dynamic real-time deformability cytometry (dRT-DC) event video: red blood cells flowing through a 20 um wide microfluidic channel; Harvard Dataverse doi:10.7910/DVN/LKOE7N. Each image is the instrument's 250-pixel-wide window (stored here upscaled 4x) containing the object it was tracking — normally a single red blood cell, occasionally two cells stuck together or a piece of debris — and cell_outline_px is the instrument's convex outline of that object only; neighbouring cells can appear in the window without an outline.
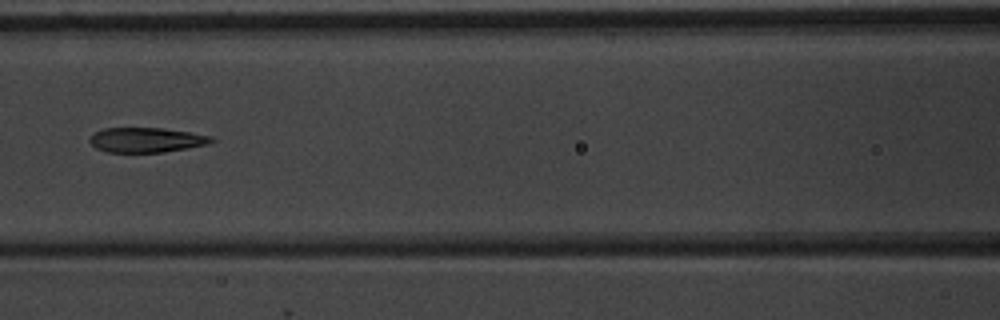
{"species": "common noctule bat (a hibernating species)", "species_latin": "Nyctalus noctula", "temperature_condition": "warm", "stored_images_in_passage": 7, "camera_frame_rate_fps": 3000, "um_per_image_px": 0.085, "animal": {"sex": "male", "body_mass_g": 20.1, "forearm_length_mm": 53.5}, "frame": {"image": 1, "passage_image": 4, "time_ms": 4.333, "image_size_px": [1000, 320], "cell_outline_px": [[216, 140], [208, 144], [188, 148], [164, 152], [108, 152], [96, 148], [88, 140], [96, 132], [104, 128], [164, 128], [212, 136]], "centroid_in_image_um": [12.47, 11.89], "position_along_channel_um": 154.1, "area_um2": 17.51}}
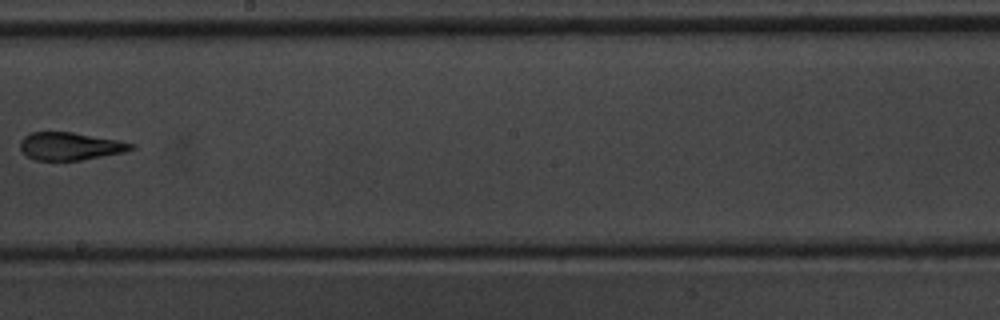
{"frame": {"image": 2, "passage_image": 6, "time_ms": 6.667, "image_size_px": [1000, 320], "cell_outline_px": [[136, 148], [124, 152], [80, 160], [36, 160], [28, 156], [20, 148], [20, 140], [28, 132], [72, 132], [116, 140], [136, 144]], "centroid_in_image_um": [5.95, 12.42], "position_along_channel_um": 242.2, "area_um2": 17.8}}
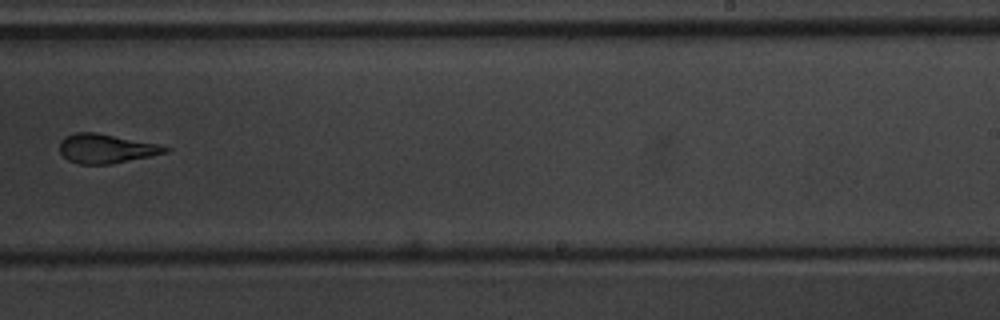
{"frame": {"image": 3, "passage_image": 7, "time_ms": 7.667, "image_size_px": [1000, 320], "cell_outline_px": [[172, 148], [168, 152], [112, 164], [80, 164], [68, 160], [60, 152], [60, 140], [64, 136], [76, 132], [96, 132], [156, 144]], "centroid_in_image_um": [8.99, 12.63], "position_along_channel_um": 280.0, "area_um2": 17.86}}